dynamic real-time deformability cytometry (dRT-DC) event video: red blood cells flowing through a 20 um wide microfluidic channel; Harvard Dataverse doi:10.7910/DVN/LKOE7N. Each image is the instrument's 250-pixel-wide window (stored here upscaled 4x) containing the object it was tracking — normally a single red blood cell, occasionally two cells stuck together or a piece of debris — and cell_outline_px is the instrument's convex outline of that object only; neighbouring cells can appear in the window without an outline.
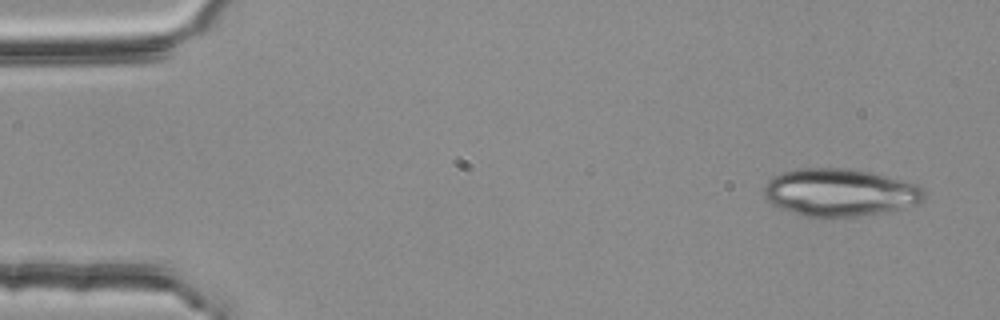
{"species": "common noctule bat (a hibernating species)", "species_latin": "Nyctalus noctula", "temperature_condition": "room temperature", "stored_images_in_passage": 4, "camera_frame_rate_fps": 3000, "um_per_image_px": 0.085, "animal": {"sex": "female", "body_mass_g": 25.1}, "frame": {"image": 1, "passage_image": 1, "time_ms": 0.0, "image_size_px": [1000, 320], "cell_outline_px": [[924, 200], [916, 204], [900, 208], [880, 212], [856, 216], [804, 216], [792, 212], [772, 204], [764, 200], [764, 184], [772, 176], [796, 168], [844, 168], [868, 172], [916, 184], [924, 188]], "centroid_in_image_um": [71.33, 16.34], "position_along_channel_um": 13.7, "area_um2": 43.93}}